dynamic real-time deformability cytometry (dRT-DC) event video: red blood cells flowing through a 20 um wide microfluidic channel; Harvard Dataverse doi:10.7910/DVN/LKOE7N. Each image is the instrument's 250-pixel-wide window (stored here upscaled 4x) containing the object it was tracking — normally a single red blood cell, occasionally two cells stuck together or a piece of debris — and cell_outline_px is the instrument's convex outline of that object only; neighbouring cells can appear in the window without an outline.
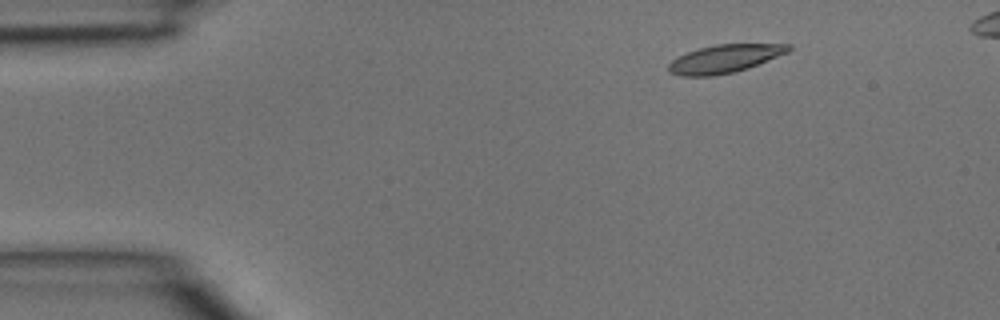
{"species": "common noctule bat (a hibernating species)", "species_latin": "Nyctalus noctula", "temperature_condition": "room temperature", "stored_images_in_passage": 4, "camera_frame_rate_fps": 3000, "um_per_image_px": 0.085, "animal": {"sex": "male", "body_mass_g": 15.6}, "frame": {"image": 1, "passage_image": 2, "time_ms": 0.333, "image_size_px": [1000, 320], "cell_outline_px": [[792, 48], [788, 52], [748, 68], [732, 72], [712, 76], [680, 76], [668, 72], [668, 64], [672, 60], [688, 52], [700, 48], [716, 44], [792, 44]], "centroid_in_image_um": [61.59, 4.99], "position_along_channel_um": 23.4, "area_um2": 19.48}}
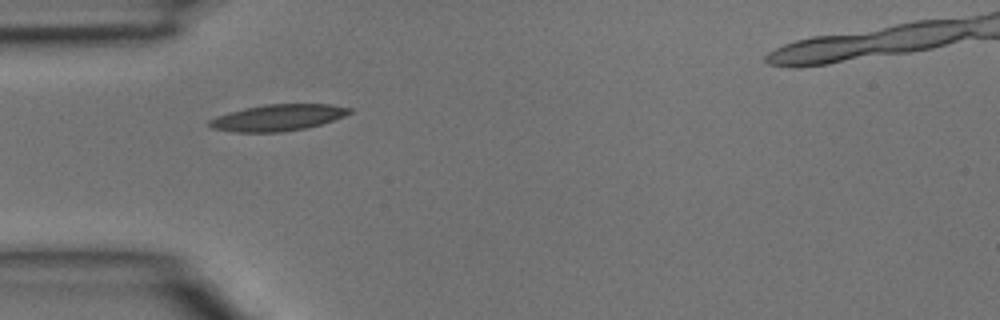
{"frame": {"image": 2, "passage_image": 4, "time_ms": 1.0, "image_size_px": [1000, 320], "cell_outline_px": [[352, 112], [344, 116], [320, 124], [304, 128], [280, 132], [236, 132], [212, 128], [208, 124], [208, 120], [216, 116], [228, 112], [244, 108], [264, 104], [332, 104], [352, 108]], "centroid_in_image_um": [23.6, 9.99], "position_along_channel_um": 61.4, "area_um2": 21.5}}